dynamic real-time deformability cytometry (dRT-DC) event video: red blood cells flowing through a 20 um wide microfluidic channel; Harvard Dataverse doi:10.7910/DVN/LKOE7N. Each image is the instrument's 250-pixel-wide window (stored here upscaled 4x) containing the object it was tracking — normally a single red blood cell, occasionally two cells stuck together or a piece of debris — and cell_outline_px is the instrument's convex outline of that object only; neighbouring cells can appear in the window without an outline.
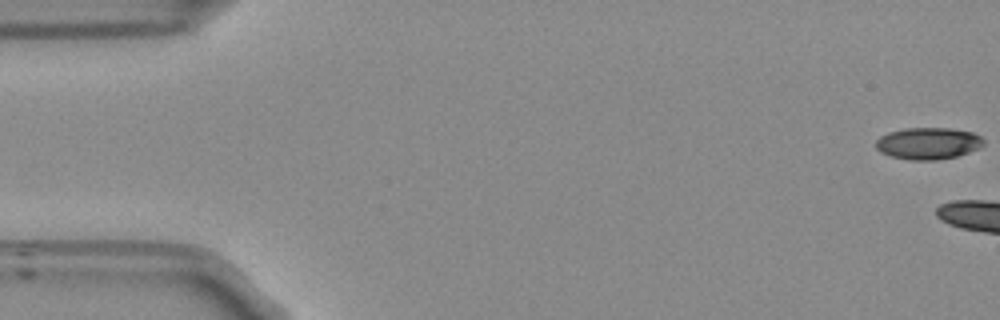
{"species": "Egyptian fruit bat (a non-hibernating species)", "species_latin": "Rousettus aegyptiacus", "temperature_condition": "room temperature", "stored_images_in_passage": 7, "camera_frame_rate_fps": 3000, "um_per_image_px": 0.085, "frame": {"image": 1, "passage_image": 1, "time_ms": 0.0, "image_size_px": [1000, 320], "cell_outline_px": [[984, 144], [968, 152], [956, 156], [936, 160], [908, 160], [892, 156], [880, 152], [876, 148], [876, 140], [880, 136], [888, 132], [904, 128], [948, 128], [972, 132], [980, 136], [984, 140]], "centroid_in_image_um": [78.86, 12.18], "position_along_channel_um": 6.1, "area_um2": 19.88}}